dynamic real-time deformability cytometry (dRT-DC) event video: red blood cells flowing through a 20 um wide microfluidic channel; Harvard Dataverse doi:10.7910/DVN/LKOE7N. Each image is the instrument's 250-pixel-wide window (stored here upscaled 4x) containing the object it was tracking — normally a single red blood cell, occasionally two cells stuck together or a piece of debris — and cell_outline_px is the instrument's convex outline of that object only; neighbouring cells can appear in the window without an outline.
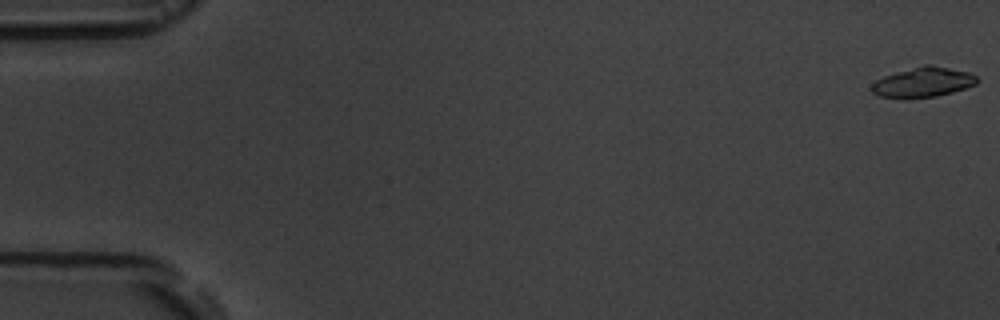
{"species": "common noctule bat (a hibernating species)", "species_latin": "Nyctalus noctula", "temperature_condition": "room temperature", "stored_images_in_passage": 5, "camera_frame_rate_fps": 3000, "um_per_image_px": 0.085, "animal": {"sex": "male", "body_mass_g": 19.5, "forearm_length_mm": 54.6}, "frame": {"image": 1, "passage_image": 1, "time_ms": 0.0, "image_size_px": [1000, 320], "cell_outline_px": [[980, 80], [976, 84], [952, 92], [936, 96], [908, 100], [904, 100], [876, 96], [872, 92], [872, 84], [876, 80], [884, 76], [896, 72], [924, 64], [932, 64], [968, 72], [976, 76]], "centroid_in_image_um": [78.42, 7.01], "position_along_channel_um": 6.6, "area_um2": 18.79}}
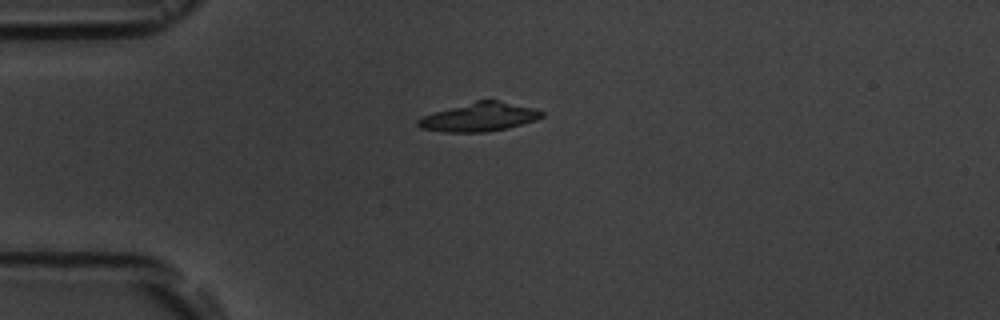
{"frame": {"image": 2, "passage_image": 5, "time_ms": 4.667, "image_size_px": [1000, 320], "cell_outline_px": [[544, 116], [536, 120], [508, 128], [484, 132], [444, 132], [420, 128], [416, 124], [416, 120], [424, 116], [436, 112], [476, 100], [496, 100], [532, 108], [544, 112]], "centroid_in_image_um": [40.74, 9.96], "position_along_channel_um": 44.3, "area_um2": 20.4}}